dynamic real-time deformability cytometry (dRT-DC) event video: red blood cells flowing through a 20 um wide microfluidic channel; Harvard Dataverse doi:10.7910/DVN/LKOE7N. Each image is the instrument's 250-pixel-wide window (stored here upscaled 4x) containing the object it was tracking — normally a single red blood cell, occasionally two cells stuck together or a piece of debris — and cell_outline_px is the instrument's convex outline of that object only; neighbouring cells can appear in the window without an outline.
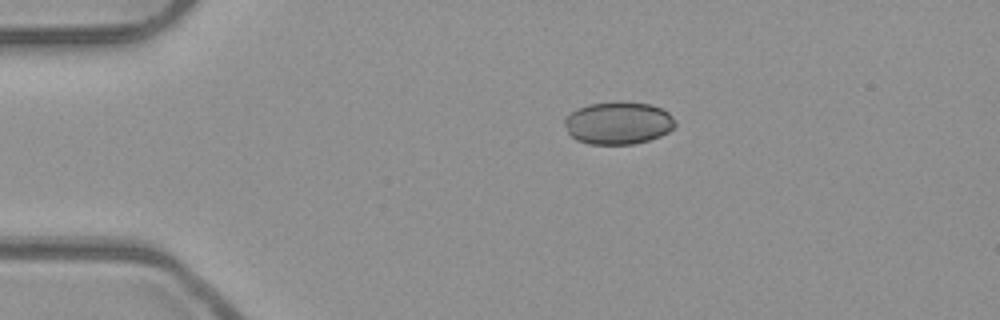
{"species": "common noctule bat (a hibernating species)", "species_latin": "Nyctalus noctula", "temperature_condition": "room temperature", "stored_images_in_passage": 2, "camera_frame_rate_fps": 3000, "um_per_image_px": 0.085, "animal": {"sex": "male", "body_mass_g": 23.1, "forearm_length_mm": 52.7}, "frame": {"image": 1, "passage_image": 1, "time_ms": 0.0, "image_size_px": [1000, 320], "cell_outline_px": [[676, 124], [668, 132], [660, 136], [648, 140], [632, 144], [588, 144], [576, 140], [568, 132], [564, 124], [564, 120], [576, 108], [588, 104], [616, 100], [620, 100], [652, 104], [668, 112], [676, 120]], "centroid_in_image_um": [52.55, 10.43], "position_along_channel_um": 32.4, "area_um2": 27.8}}